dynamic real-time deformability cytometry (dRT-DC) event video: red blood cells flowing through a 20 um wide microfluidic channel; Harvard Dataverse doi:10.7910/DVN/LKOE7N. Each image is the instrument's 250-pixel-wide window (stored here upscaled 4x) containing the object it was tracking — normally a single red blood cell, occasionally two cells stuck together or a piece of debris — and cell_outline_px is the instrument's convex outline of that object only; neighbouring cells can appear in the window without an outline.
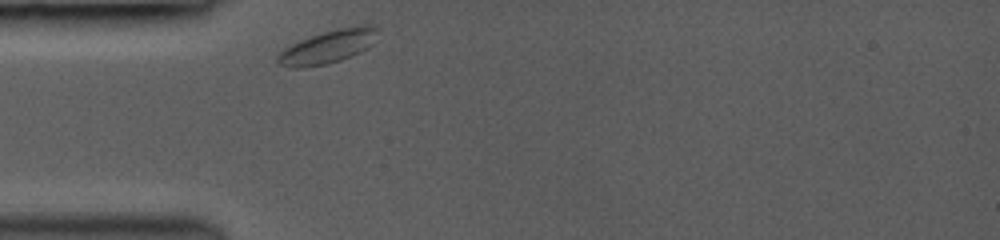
{"species": "common noctule bat (a hibernating species)", "species_latin": "Nyctalus noctula", "temperature_condition": "room temperature", "stored_images_in_passage": 4, "camera_frame_rate_fps": 3000, "um_per_image_px": 0.085, "animal": {"sex": "female", "body_mass_g": 19.0, "forearm_length_mm": 53.3}, "frame": {"image": 1, "passage_image": 1, "time_ms": 0.0, "image_size_px": [1000, 240], "cell_outline_px": [[380, 28], [372, 44], [368, 48], [352, 56], [340, 60], [324, 64], [304, 68], [292, 68], [276, 64], [276, 56], [284, 48], [300, 40], [324, 32], [340, 28], [364, 24]], "centroid_in_image_um": [27.87, 3.98], "position_along_channel_um": 57.1, "area_um2": 19.36}}